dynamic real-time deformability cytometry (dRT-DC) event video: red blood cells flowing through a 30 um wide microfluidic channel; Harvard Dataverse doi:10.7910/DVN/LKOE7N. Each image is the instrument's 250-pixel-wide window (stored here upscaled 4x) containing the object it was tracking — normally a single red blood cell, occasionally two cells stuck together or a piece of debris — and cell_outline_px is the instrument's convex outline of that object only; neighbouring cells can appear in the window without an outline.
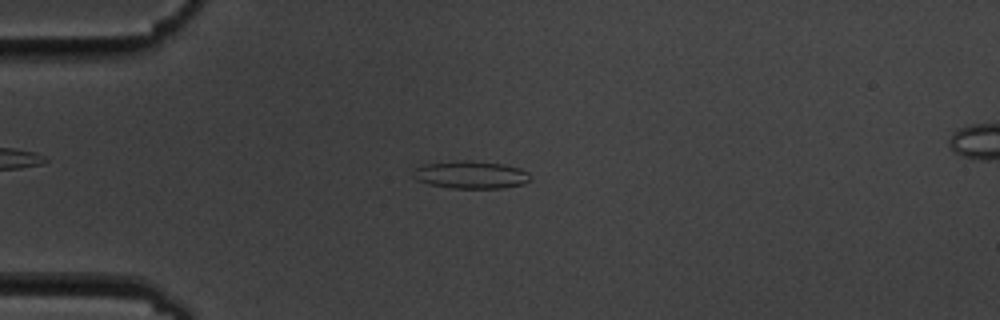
{"species": "common noctule bat (a hibernating species)", "species_latin": "Nyctalus noctula", "temperature_condition": "cold", "stored_images_in_passage": 6, "camera_frame_rate_fps": 3000, "um_per_image_px": 0.085, "animal": {"sex": "male", "body_mass_g": 19.5, "forearm_length_mm": 54.6}, "frame": {"image": 1, "passage_image": 4, "time_ms": 3.333, "image_size_px": [1000, 320], "cell_outline_px": [[532, 180], [524, 184], [504, 188], [452, 188], [428, 184], [416, 180], [412, 176], [412, 172], [416, 168], [424, 164], [456, 160], [468, 160], [504, 164], [520, 168], [528, 172], [532, 176]], "centroid_in_image_um": [40.04, 14.85], "position_along_channel_um": 45.0, "area_um2": 19.19}}
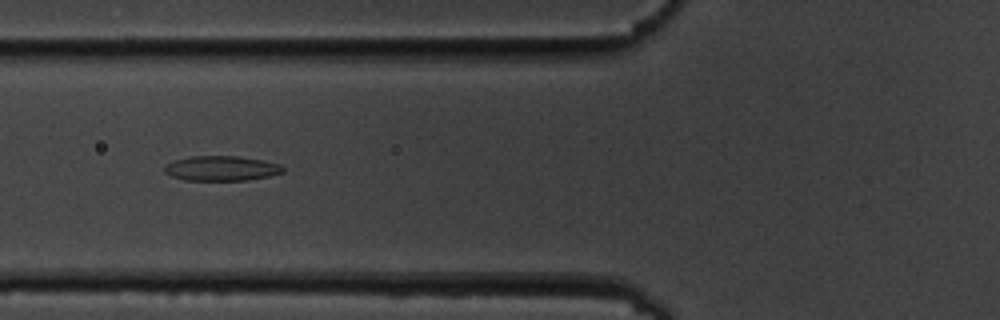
{"frame": {"image": 2, "passage_image": 6, "time_ms": 5.667, "image_size_px": [1000, 320], "cell_outline_px": [[284, 172], [272, 176], [248, 180], [184, 180], [172, 176], [164, 172], [164, 164], [172, 160], [188, 156], [236, 156], [264, 160], [280, 164], [284, 168]], "centroid_in_image_um": [18.81, 14.3], "position_along_channel_um": 107.0, "area_um2": 17.46}}